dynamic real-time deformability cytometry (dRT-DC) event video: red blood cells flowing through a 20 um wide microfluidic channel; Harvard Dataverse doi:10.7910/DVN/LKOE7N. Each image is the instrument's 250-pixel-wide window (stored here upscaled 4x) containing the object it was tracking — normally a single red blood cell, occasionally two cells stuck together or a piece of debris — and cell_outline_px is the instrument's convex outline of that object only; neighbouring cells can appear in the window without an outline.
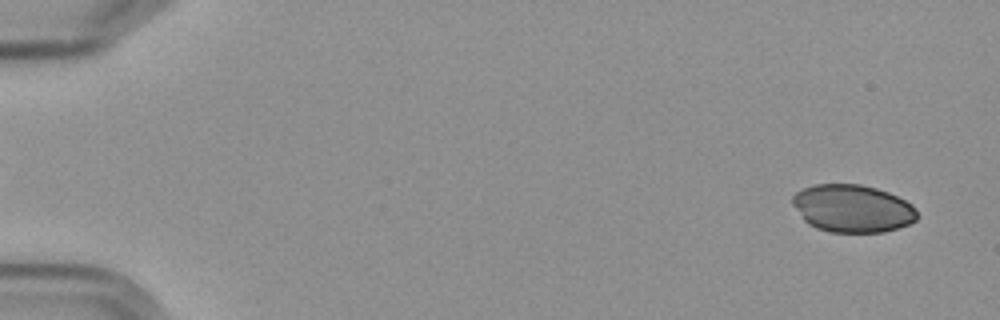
{"species": "Egyptian fruit bat (a non-hibernating species)", "species_latin": "Rousettus aegyptiacus", "temperature_condition": "cold", "stored_images_in_passage": 6, "camera_frame_rate_fps": 3000, "um_per_image_px": 0.085, "frame": {"image": 1, "passage_image": 2, "time_ms": 1.0, "image_size_px": [1000, 320], "cell_outline_px": [[916, 220], [908, 224], [884, 232], [832, 232], [816, 228], [808, 224], [804, 220], [792, 204], [792, 196], [796, 192], [812, 184], [860, 184], [876, 188], [888, 192], [912, 204], [916, 212]], "centroid_in_image_um": [72.43, 17.71], "position_along_channel_um": 12.6, "area_um2": 34.51}}